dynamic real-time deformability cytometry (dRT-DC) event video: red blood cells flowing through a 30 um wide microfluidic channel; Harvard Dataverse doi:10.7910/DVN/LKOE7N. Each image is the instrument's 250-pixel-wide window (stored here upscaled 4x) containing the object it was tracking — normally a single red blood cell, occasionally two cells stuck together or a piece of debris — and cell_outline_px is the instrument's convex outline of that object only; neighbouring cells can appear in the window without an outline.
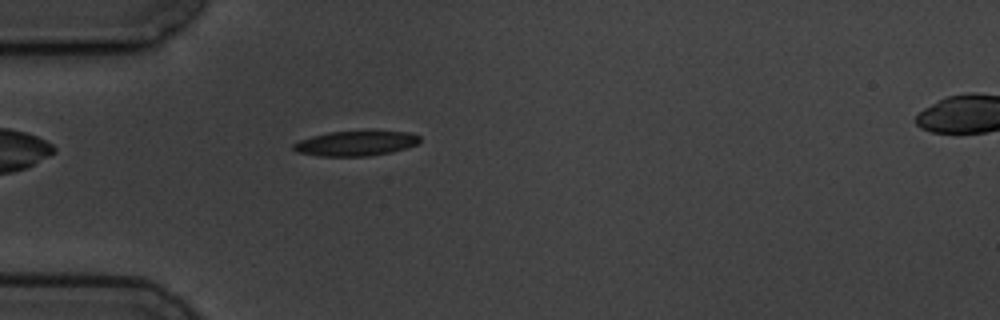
{"species": "common noctule bat (a hibernating species)", "species_latin": "Nyctalus noctula", "temperature_condition": "cold", "stored_images_in_passage": 6, "segment_of_instrument_passage": [1, 2], "camera_frame_rate_fps": 3000, "um_per_image_px": 0.085, "animal": {"sex": "male", "body_mass_g": 19.5, "forearm_length_mm": 54.6}, "frame": {"image": 1, "passage_image": 5, "time_ms": 4.667, "image_size_px": [1000, 320], "cell_outline_px": [[420, 140], [416, 144], [408, 148], [392, 152], [368, 156], [320, 156], [296, 152], [292, 148], [292, 144], [300, 140], [312, 136], [328, 132], [408, 132], [420, 136]], "centroid_in_image_um": [30.21, 12.2], "position_along_channel_um": 54.8, "area_um2": 18.15}}